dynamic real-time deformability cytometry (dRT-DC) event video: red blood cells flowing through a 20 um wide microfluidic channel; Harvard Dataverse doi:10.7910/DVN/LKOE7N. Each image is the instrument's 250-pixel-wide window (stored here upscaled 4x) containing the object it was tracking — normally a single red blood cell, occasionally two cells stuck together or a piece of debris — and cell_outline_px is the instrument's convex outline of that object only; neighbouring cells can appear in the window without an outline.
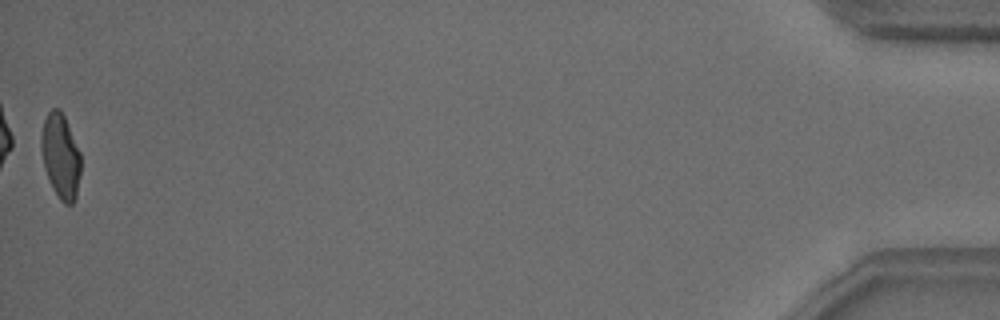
{"species": "common noctule bat (a hibernating species)", "species_latin": "Nyctalus noctula", "temperature_condition": "warm", "stored_images_in_passage": 50, "camera_frame_rate_fps": 3000, "um_per_image_px": 0.085, "animal": {"sex": "male", "body_mass_g": 18.8}, "frame": {"image": 1, "passage_image": 50, "time_ms": 16.333, "image_size_px": [1000, 320], "cell_outline_px": [[80, 172], [76, 196], [72, 204], [64, 204], [60, 200], [52, 188], [44, 168], [40, 148], [40, 136], [44, 120], [48, 112], [52, 108], [60, 108], [64, 116], [80, 152]], "centroid_in_image_um": [5.13, 13.26], "position_along_channel_um": 430.1, "area_um2": 19.59}, "authors_computed_cell_mechanics": {"area_um2": 20.3456, "velocity_mm_per_s": 3.7932, "shape_relaxation_time_tau1_ms": 3.9456, "shape_relaxation_time_tau2_ms": 1.0367, "deformation_change_tau1": 0.1371, "deformation_change_tau2": 0.0707}}